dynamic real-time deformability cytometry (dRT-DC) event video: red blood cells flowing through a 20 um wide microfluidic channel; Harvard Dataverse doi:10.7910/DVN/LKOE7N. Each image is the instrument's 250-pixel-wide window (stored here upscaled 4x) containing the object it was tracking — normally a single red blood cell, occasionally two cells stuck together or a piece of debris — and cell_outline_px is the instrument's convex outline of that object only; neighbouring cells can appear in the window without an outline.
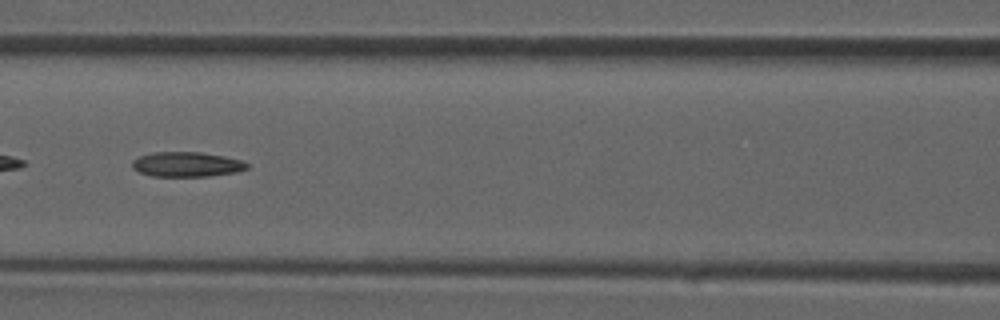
{"species": "common noctule bat (a hibernating species)", "species_latin": "Nyctalus noctula", "temperature_condition": "room temperature", "stored_images_in_passage": 41, "camera_frame_rate_fps": 3000, "um_per_image_px": 0.085, "animal": {"sex": "male", "forearm_length_mm": 52.5}, "frame": {"image": 1, "passage_image": 18, "time_ms": 5.667, "image_size_px": [1000, 320], "cell_outline_px": [[248, 168], [236, 172], [208, 176], [152, 176], [140, 172], [132, 168], [132, 160], [140, 156], [152, 152], [200, 152], [224, 156], [244, 160], [248, 164]], "centroid_in_image_um": [15.88, 13.96], "position_along_channel_um": 150.7, "area_um2": 16.65}}